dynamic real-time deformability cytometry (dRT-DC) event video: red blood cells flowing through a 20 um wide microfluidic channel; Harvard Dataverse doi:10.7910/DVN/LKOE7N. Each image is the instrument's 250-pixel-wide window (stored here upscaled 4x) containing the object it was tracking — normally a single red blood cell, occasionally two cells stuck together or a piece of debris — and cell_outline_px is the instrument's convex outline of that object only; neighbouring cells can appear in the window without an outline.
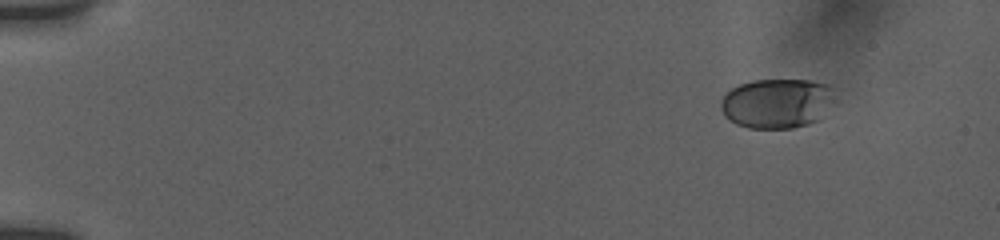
{"species": "human", "species_latin": "Homo sapiens", "temperature_condition": "room temperature", "stored_images_in_passage": 18, "camera_frame_rate_fps": 3000, "um_per_image_px": 0.085, "donor": {"sex": "female"}, "frame": {"image": 1, "passage_image": 1, "time_ms": 0.0, "image_size_px": [1000, 240], "cell_outline_px": [[836, 100], [820, 120], [808, 124], [792, 128], [748, 128], [736, 124], [728, 120], [724, 116], [720, 108], [720, 100], [732, 88], [740, 84], [752, 80], [808, 80], [828, 84], [836, 88]], "centroid_in_image_um": [66.09, 8.78], "position_along_channel_um": 18.9, "area_um2": 33.76}}
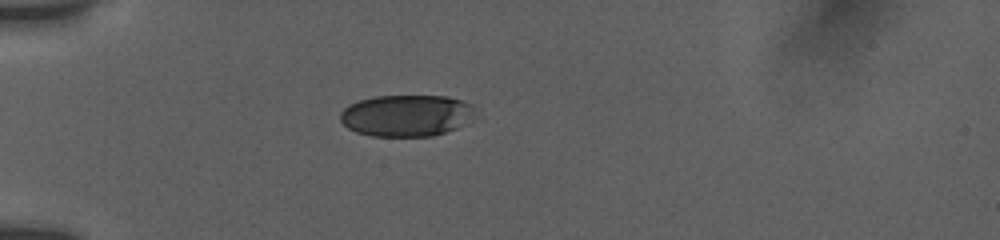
{"frame": {"image": 2, "passage_image": 15, "time_ms": 3.667, "image_size_px": [1000, 240], "cell_outline_px": [[476, 116], [464, 124], [456, 128], [432, 136], [372, 136], [356, 132], [348, 128], [340, 120], [340, 112], [348, 104], [360, 100], [376, 96], [448, 96], [472, 104]], "centroid_in_image_um": [34.54, 9.82], "position_along_channel_um": 50.5, "area_um2": 32.83}}